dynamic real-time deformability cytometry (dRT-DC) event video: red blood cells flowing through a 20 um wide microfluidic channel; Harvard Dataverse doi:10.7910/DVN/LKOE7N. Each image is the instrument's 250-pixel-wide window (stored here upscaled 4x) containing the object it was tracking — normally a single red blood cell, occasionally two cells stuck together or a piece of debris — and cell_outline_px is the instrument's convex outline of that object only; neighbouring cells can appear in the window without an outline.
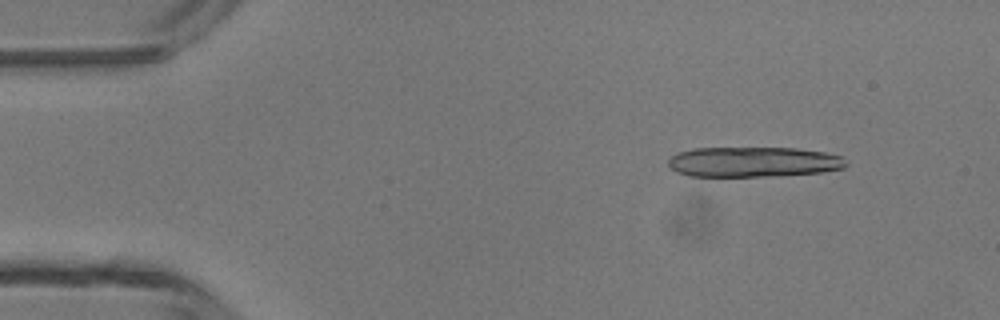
{"species": "common noctule bat (a hibernating species)", "species_latin": "Nyctalus noctula", "temperature_condition": "room temperature", "stored_images_in_passage": 14, "camera_frame_rate_fps": 3000, "um_per_image_px": 0.085, "animal": {"sex": "male", "body_mass_g": 13.3}, "frame": {"image": 1, "passage_image": 5, "time_ms": 1.333, "image_size_px": [1000, 320], "cell_outline_px": [[848, 164], [844, 168], [820, 172], [780, 176], [688, 176], [676, 172], [668, 164], [668, 160], [672, 156], [680, 152], [692, 148], [796, 148], [824, 152], [840, 156]], "centroid_in_image_um": [64.03, 13.77], "position_along_channel_um": 21.0, "area_um2": 31.27}}